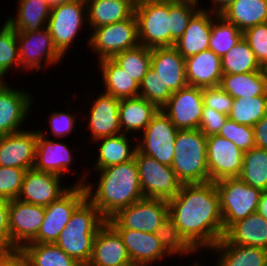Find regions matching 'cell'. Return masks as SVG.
Returning <instances> with one entry per match:
<instances>
[{
    "label": "cell",
    "mask_w": 267,
    "mask_h": 266,
    "mask_svg": "<svg viewBox=\"0 0 267 266\" xmlns=\"http://www.w3.org/2000/svg\"><path fill=\"white\" fill-rule=\"evenodd\" d=\"M168 202V214L180 234L197 252L209 250L225 234L215 182L182 184Z\"/></svg>",
    "instance_id": "obj_1"
},
{
    "label": "cell",
    "mask_w": 267,
    "mask_h": 266,
    "mask_svg": "<svg viewBox=\"0 0 267 266\" xmlns=\"http://www.w3.org/2000/svg\"><path fill=\"white\" fill-rule=\"evenodd\" d=\"M96 171L100 173L96 188L89 182L84 183V187L87 198L106 220L120 209L144 198L135 158Z\"/></svg>",
    "instance_id": "obj_2"
},
{
    "label": "cell",
    "mask_w": 267,
    "mask_h": 266,
    "mask_svg": "<svg viewBox=\"0 0 267 266\" xmlns=\"http://www.w3.org/2000/svg\"><path fill=\"white\" fill-rule=\"evenodd\" d=\"M106 223L94 204L86 198L73 212L55 244L82 266L90 260L97 231Z\"/></svg>",
    "instance_id": "obj_3"
},
{
    "label": "cell",
    "mask_w": 267,
    "mask_h": 266,
    "mask_svg": "<svg viewBox=\"0 0 267 266\" xmlns=\"http://www.w3.org/2000/svg\"><path fill=\"white\" fill-rule=\"evenodd\" d=\"M171 168L182 184L210 182L207 166V137L199 129L178 131Z\"/></svg>",
    "instance_id": "obj_4"
},
{
    "label": "cell",
    "mask_w": 267,
    "mask_h": 266,
    "mask_svg": "<svg viewBox=\"0 0 267 266\" xmlns=\"http://www.w3.org/2000/svg\"><path fill=\"white\" fill-rule=\"evenodd\" d=\"M219 194L220 211L226 231L236 221L257 212L262 190L254 188L239 177L215 182Z\"/></svg>",
    "instance_id": "obj_5"
},
{
    "label": "cell",
    "mask_w": 267,
    "mask_h": 266,
    "mask_svg": "<svg viewBox=\"0 0 267 266\" xmlns=\"http://www.w3.org/2000/svg\"><path fill=\"white\" fill-rule=\"evenodd\" d=\"M134 15L140 45L170 47L169 0H136Z\"/></svg>",
    "instance_id": "obj_6"
},
{
    "label": "cell",
    "mask_w": 267,
    "mask_h": 266,
    "mask_svg": "<svg viewBox=\"0 0 267 266\" xmlns=\"http://www.w3.org/2000/svg\"><path fill=\"white\" fill-rule=\"evenodd\" d=\"M81 177L62 196L45 207L44 221L30 243H55L75 209L87 198L84 183L88 176Z\"/></svg>",
    "instance_id": "obj_7"
},
{
    "label": "cell",
    "mask_w": 267,
    "mask_h": 266,
    "mask_svg": "<svg viewBox=\"0 0 267 266\" xmlns=\"http://www.w3.org/2000/svg\"><path fill=\"white\" fill-rule=\"evenodd\" d=\"M87 42L98 60L112 58L125 50L137 47L139 40L135 15L120 22L94 28Z\"/></svg>",
    "instance_id": "obj_8"
},
{
    "label": "cell",
    "mask_w": 267,
    "mask_h": 266,
    "mask_svg": "<svg viewBox=\"0 0 267 266\" xmlns=\"http://www.w3.org/2000/svg\"><path fill=\"white\" fill-rule=\"evenodd\" d=\"M84 22L87 23V7L85 0H72L51 7L47 28L50 31L54 46L64 57L72 47L74 39L80 33Z\"/></svg>",
    "instance_id": "obj_9"
},
{
    "label": "cell",
    "mask_w": 267,
    "mask_h": 266,
    "mask_svg": "<svg viewBox=\"0 0 267 266\" xmlns=\"http://www.w3.org/2000/svg\"><path fill=\"white\" fill-rule=\"evenodd\" d=\"M168 214V202L159 198H143L120 209L106 222L113 229H131L155 233Z\"/></svg>",
    "instance_id": "obj_10"
},
{
    "label": "cell",
    "mask_w": 267,
    "mask_h": 266,
    "mask_svg": "<svg viewBox=\"0 0 267 266\" xmlns=\"http://www.w3.org/2000/svg\"><path fill=\"white\" fill-rule=\"evenodd\" d=\"M135 161L138 167L139 182L145 198L169 200L180 190L182 183L170 166L136 151Z\"/></svg>",
    "instance_id": "obj_11"
},
{
    "label": "cell",
    "mask_w": 267,
    "mask_h": 266,
    "mask_svg": "<svg viewBox=\"0 0 267 266\" xmlns=\"http://www.w3.org/2000/svg\"><path fill=\"white\" fill-rule=\"evenodd\" d=\"M178 131L170 118L160 109L143 131V140L136 143L137 150L171 167Z\"/></svg>",
    "instance_id": "obj_12"
},
{
    "label": "cell",
    "mask_w": 267,
    "mask_h": 266,
    "mask_svg": "<svg viewBox=\"0 0 267 266\" xmlns=\"http://www.w3.org/2000/svg\"><path fill=\"white\" fill-rule=\"evenodd\" d=\"M17 43L20 57L21 71L41 70L46 66L58 64L63 56L54 46L52 36L47 27L35 32H17ZM43 65V66H42ZM36 69V70H34Z\"/></svg>",
    "instance_id": "obj_13"
},
{
    "label": "cell",
    "mask_w": 267,
    "mask_h": 266,
    "mask_svg": "<svg viewBox=\"0 0 267 266\" xmlns=\"http://www.w3.org/2000/svg\"><path fill=\"white\" fill-rule=\"evenodd\" d=\"M45 207L23 202L19 199L9 201L8 226L10 250L21 249L38 234L44 221Z\"/></svg>",
    "instance_id": "obj_14"
},
{
    "label": "cell",
    "mask_w": 267,
    "mask_h": 266,
    "mask_svg": "<svg viewBox=\"0 0 267 266\" xmlns=\"http://www.w3.org/2000/svg\"><path fill=\"white\" fill-rule=\"evenodd\" d=\"M243 154L232 141L219 135L207 137V166L210 182L239 177Z\"/></svg>",
    "instance_id": "obj_15"
},
{
    "label": "cell",
    "mask_w": 267,
    "mask_h": 266,
    "mask_svg": "<svg viewBox=\"0 0 267 266\" xmlns=\"http://www.w3.org/2000/svg\"><path fill=\"white\" fill-rule=\"evenodd\" d=\"M204 106L203 90L186 86L174 92L161 110L179 129H199Z\"/></svg>",
    "instance_id": "obj_16"
},
{
    "label": "cell",
    "mask_w": 267,
    "mask_h": 266,
    "mask_svg": "<svg viewBox=\"0 0 267 266\" xmlns=\"http://www.w3.org/2000/svg\"><path fill=\"white\" fill-rule=\"evenodd\" d=\"M33 96L0 81V136L19 132L32 107ZM22 124V125H21Z\"/></svg>",
    "instance_id": "obj_17"
},
{
    "label": "cell",
    "mask_w": 267,
    "mask_h": 266,
    "mask_svg": "<svg viewBox=\"0 0 267 266\" xmlns=\"http://www.w3.org/2000/svg\"><path fill=\"white\" fill-rule=\"evenodd\" d=\"M60 178L61 176L50 172L27 170L17 199L46 207L62 196L70 187H62Z\"/></svg>",
    "instance_id": "obj_18"
},
{
    "label": "cell",
    "mask_w": 267,
    "mask_h": 266,
    "mask_svg": "<svg viewBox=\"0 0 267 266\" xmlns=\"http://www.w3.org/2000/svg\"><path fill=\"white\" fill-rule=\"evenodd\" d=\"M37 130H21L0 136V166L33 169Z\"/></svg>",
    "instance_id": "obj_19"
},
{
    "label": "cell",
    "mask_w": 267,
    "mask_h": 266,
    "mask_svg": "<svg viewBox=\"0 0 267 266\" xmlns=\"http://www.w3.org/2000/svg\"><path fill=\"white\" fill-rule=\"evenodd\" d=\"M132 264L120 235L106 222L96 233L86 266H127Z\"/></svg>",
    "instance_id": "obj_20"
},
{
    "label": "cell",
    "mask_w": 267,
    "mask_h": 266,
    "mask_svg": "<svg viewBox=\"0 0 267 266\" xmlns=\"http://www.w3.org/2000/svg\"><path fill=\"white\" fill-rule=\"evenodd\" d=\"M43 130H37V145L33 169L50 172L61 177L71 171L73 156L69 146L65 143L51 140Z\"/></svg>",
    "instance_id": "obj_21"
},
{
    "label": "cell",
    "mask_w": 267,
    "mask_h": 266,
    "mask_svg": "<svg viewBox=\"0 0 267 266\" xmlns=\"http://www.w3.org/2000/svg\"><path fill=\"white\" fill-rule=\"evenodd\" d=\"M121 237L132 264L150 266L171 255L163 248L154 233L131 229H114Z\"/></svg>",
    "instance_id": "obj_22"
},
{
    "label": "cell",
    "mask_w": 267,
    "mask_h": 266,
    "mask_svg": "<svg viewBox=\"0 0 267 266\" xmlns=\"http://www.w3.org/2000/svg\"><path fill=\"white\" fill-rule=\"evenodd\" d=\"M89 110V123L93 140L115 136L122 133L119 124L120 100L110 94L101 92Z\"/></svg>",
    "instance_id": "obj_23"
},
{
    "label": "cell",
    "mask_w": 267,
    "mask_h": 266,
    "mask_svg": "<svg viewBox=\"0 0 267 266\" xmlns=\"http://www.w3.org/2000/svg\"><path fill=\"white\" fill-rule=\"evenodd\" d=\"M151 67L172 93L188 86L185 58L174 46L152 48Z\"/></svg>",
    "instance_id": "obj_24"
},
{
    "label": "cell",
    "mask_w": 267,
    "mask_h": 266,
    "mask_svg": "<svg viewBox=\"0 0 267 266\" xmlns=\"http://www.w3.org/2000/svg\"><path fill=\"white\" fill-rule=\"evenodd\" d=\"M188 86L199 88L218 87L222 79L221 57L210 49L185 58Z\"/></svg>",
    "instance_id": "obj_25"
},
{
    "label": "cell",
    "mask_w": 267,
    "mask_h": 266,
    "mask_svg": "<svg viewBox=\"0 0 267 266\" xmlns=\"http://www.w3.org/2000/svg\"><path fill=\"white\" fill-rule=\"evenodd\" d=\"M218 14L201 8L190 20L174 47L183 58L209 49L212 21Z\"/></svg>",
    "instance_id": "obj_26"
},
{
    "label": "cell",
    "mask_w": 267,
    "mask_h": 266,
    "mask_svg": "<svg viewBox=\"0 0 267 266\" xmlns=\"http://www.w3.org/2000/svg\"><path fill=\"white\" fill-rule=\"evenodd\" d=\"M210 251L219 254L216 266H267V250L229 243L222 237Z\"/></svg>",
    "instance_id": "obj_27"
},
{
    "label": "cell",
    "mask_w": 267,
    "mask_h": 266,
    "mask_svg": "<svg viewBox=\"0 0 267 266\" xmlns=\"http://www.w3.org/2000/svg\"><path fill=\"white\" fill-rule=\"evenodd\" d=\"M159 110L155 104L141 96L120 99L119 124L122 133L143 132Z\"/></svg>",
    "instance_id": "obj_28"
},
{
    "label": "cell",
    "mask_w": 267,
    "mask_h": 266,
    "mask_svg": "<svg viewBox=\"0 0 267 266\" xmlns=\"http://www.w3.org/2000/svg\"><path fill=\"white\" fill-rule=\"evenodd\" d=\"M89 28H97L130 18L136 0H85Z\"/></svg>",
    "instance_id": "obj_29"
},
{
    "label": "cell",
    "mask_w": 267,
    "mask_h": 266,
    "mask_svg": "<svg viewBox=\"0 0 267 266\" xmlns=\"http://www.w3.org/2000/svg\"><path fill=\"white\" fill-rule=\"evenodd\" d=\"M229 243L267 250V220L257 212L233 223L223 236Z\"/></svg>",
    "instance_id": "obj_30"
},
{
    "label": "cell",
    "mask_w": 267,
    "mask_h": 266,
    "mask_svg": "<svg viewBox=\"0 0 267 266\" xmlns=\"http://www.w3.org/2000/svg\"><path fill=\"white\" fill-rule=\"evenodd\" d=\"M127 135L128 134L121 133L115 136L102 137L94 140L97 141L99 146L98 158L94 164L95 171L134 159L137 145H134L133 147L130 143L135 142H133Z\"/></svg>",
    "instance_id": "obj_31"
},
{
    "label": "cell",
    "mask_w": 267,
    "mask_h": 266,
    "mask_svg": "<svg viewBox=\"0 0 267 266\" xmlns=\"http://www.w3.org/2000/svg\"><path fill=\"white\" fill-rule=\"evenodd\" d=\"M17 16L6 22L17 32H35L47 27L51 7L46 0H19Z\"/></svg>",
    "instance_id": "obj_32"
},
{
    "label": "cell",
    "mask_w": 267,
    "mask_h": 266,
    "mask_svg": "<svg viewBox=\"0 0 267 266\" xmlns=\"http://www.w3.org/2000/svg\"><path fill=\"white\" fill-rule=\"evenodd\" d=\"M220 15L244 32L267 22V0H235Z\"/></svg>",
    "instance_id": "obj_33"
},
{
    "label": "cell",
    "mask_w": 267,
    "mask_h": 266,
    "mask_svg": "<svg viewBox=\"0 0 267 266\" xmlns=\"http://www.w3.org/2000/svg\"><path fill=\"white\" fill-rule=\"evenodd\" d=\"M105 93L117 99L139 96V84L111 58L99 60Z\"/></svg>",
    "instance_id": "obj_34"
},
{
    "label": "cell",
    "mask_w": 267,
    "mask_h": 266,
    "mask_svg": "<svg viewBox=\"0 0 267 266\" xmlns=\"http://www.w3.org/2000/svg\"><path fill=\"white\" fill-rule=\"evenodd\" d=\"M219 86L234 99L267 96L266 83L264 82L261 71L242 74H223Z\"/></svg>",
    "instance_id": "obj_35"
},
{
    "label": "cell",
    "mask_w": 267,
    "mask_h": 266,
    "mask_svg": "<svg viewBox=\"0 0 267 266\" xmlns=\"http://www.w3.org/2000/svg\"><path fill=\"white\" fill-rule=\"evenodd\" d=\"M21 251L29 266H82L55 243H27Z\"/></svg>",
    "instance_id": "obj_36"
},
{
    "label": "cell",
    "mask_w": 267,
    "mask_h": 266,
    "mask_svg": "<svg viewBox=\"0 0 267 266\" xmlns=\"http://www.w3.org/2000/svg\"><path fill=\"white\" fill-rule=\"evenodd\" d=\"M239 178L254 188L267 190V150L255 146L244 152Z\"/></svg>",
    "instance_id": "obj_37"
},
{
    "label": "cell",
    "mask_w": 267,
    "mask_h": 266,
    "mask_svg": "<svg viewBox=\"0 0 267 266\" xmlns=\"http://www.w3.org/2000/svg\"><path fill=\"white\" fill-rule=\"evenodd\" d=\"M223 74H242L260 71L254 52L242 37L222 58Z\"/></svg>",
    "instance_id": "obj_38"
},
{
    "label": "cell",
    "mask_w": 267,
    "mask_h": 266,
    "mask_svg": "<svg viewBox=\"0 0 267 266\" xmlns=\"http://www.w3.org/2000/svg\"><path fill=\"white\" fill-rule=\"evenodd\" d=\"M111 59L140 84L151 67V49L139 44L114 55Z\"/></svg>",
    "instance_id": "obj_39"
},
{
    "label": "cell",
    "mask_w": 267,
    "mask_h": 266,
    "mask_svg": "<svg viewBox=\"0 0 267 266\" xmlns=\"http://www.w3.org/2000/svg\"><path fill=\"white\" fill-rule=\"evenodd\" d=\"M243 37V32L218 14L212 21L209 49L223 57Z\"/></svg>",
    "instance_id": "obj_40"
},
{
    "label": "cell",
    "mask_w": 267,
    "mask_h": 266,
    "mask_svg": "<svg viewBox=\"0 0 267 266\" xmlns=\"http://www.w3.org/2000/svg\"><path fill=\"white\" fill-rule=\"evenodd\" d=\"M267 114V96L241 97L233 101L228 118L253 127Z\"/></svg>",
    "instance_id": "obj_41"
},
{
    "label": "cell",
    "mask_w": 267,
    "mask_h": 266,
    "mask_svg": "<svg viewBox=\"0 0 267 266\" xmlns=\"http://www.w3.org/2000/svg\"><path fill=\"white\" fill-rule=\"evenodd\" d=\"M197 4L191 0H169L170 47L175 45L192 17L201 9Z\"/></svg>",
    "instance_id": "obj_42"
},
{
    "label": "cell",
    "mask_w": 267,
    "mask_h": 266,
    "mask_svg": "<svg viewBox=\"0 0 267 266\" xmlns=\"http://www.w3.org/2000/svg\"><path fill=\"white\" fill-rule=\"evenodd\" d=\"M155 236L163 248L174 257V255H185L196 252L182 237L174 219L167 214L160 226L155 231Z\"/></svg>",
    "instance_id": "obj_43"
},
{
    "label": "cell",
    "mask_w": 267,
    "mask_h": 266,
    "mask_svg": "<svg viewBox=\"0 0 267 266\" xmlns=\"http://www.w3.org/2000/svg\"><path fill=\"white\" fill-rule=\"evenodd\" d=\"M13 65L21 70L20 57L17 43V31L6 21L0 29V81L4 82L5 74Z\"/></svg>",
    "instance_id": "obj_44"
},
{
    "label": "cell",
    "mask_w": 267,
    "mask_h": 266,
    "mask_svg": "<svg viewBox=\"0 0 267 266\" xmlns=\"http://www.w3.org/2000/svg\"><path fill=\"white\" fill-rule=\"evenodd\" d=\"M173 93L167 86H164L162 80L152 67L139 84V96L147 99L161 109L169 100Z\"/></svg>",
    "instance_id": "obj_45"
},
{
    "label": "cell",
    "mask_w": 267,
    "mask_h": 266,
    "mask_svg": "<svg viewBox=\"0 0 267 266\" xmlns=\"http://www.w3.org/2000/svg\"><path fill=\"white\" fill-rule=\"evenodd\" d=\"M218 135L232 141L243 152H247L255 147L253 127L238 124L229 118L226 120Z\"/></svg>",
    "instance_id": "obj_46"
},
{
    "label": "cell",
    "mask_w": 267,
    "mask_h": 266,
    "mask_svg": "<svg viewBox=\"0 0 267 266\" xmlns=\"http://www.w3.org/2000/svg\"><path fill=\"white\" fill-rule=\"evenodd\" d=\"M27 170L0 166V198L11 201L17 199Z\"/></svg>",
    "instance_id": "obj_47"
},
{
    "label": "cell",
    "mask_w": 267,
    "mask_h": 266,
    "mask_svg": "<svg viewBox=\"0 0 267 266\" xmlns=\"http://www.w3.org/2000/svg\"><path fill=\"white\" fill-rule=\"evenodd\" d=\"M260 66L267 62V22L250 27L243 32Z\"/></svg>",
    "instance_id": "obj_48"
},
{
    "label": "cell",
    "mask_w": 267,
    "mask_h": 266,
    "mask_svg": "<svg viewBox=\"0 0 267 266\" xmlns=\"http://www.w3.org/2000/svg\"><path fill=\"white\" fill-rule=\"evenodd\" d=\"M203 101L206 107L212 108L225 115H229L233 106L234 98L220 86L202 88Z\"/></svg>",
    "instance_id": "obj_49"
},
{
    "label": "cell",
    "mask_w": 267,
    "mask_h": 266,
    "mask_svg": "<svg viewBox=\"0 0 267 266\" xmlns=\"http://www.w3.org/2000/svg\"><path fill=\"white\" fill-rule=\"evenodd\" d=\"M228 116L213 110L212 108L203 106L202 116L200 120L199 130L206 136L218 135L224 126Z\"/></svg>",
    "instance_id": "obj_50"
},
{
    "label": "cell",
    "mask_w": 267,
    "mask_h": 266,
    "mask_svg": "<svg viewBox=\"0 0 267 266\" xmlns=\"http://www.w3.org/2000/svg\"><path fill=\"white\" fill-rule=\"evenodd\" d=\"M76 117L69 112L54 111L50 114L49 124L52 136L57 138L66 137L74 128Z\"/></svg>",
    "instance_id": "obj_51"
},
{
    "label": "cell",
    "mask_w": 267,
    "mask_h": 266,
    "mask_svg": "<svg viewBox=\"0 0 267 266\" xmlns=\"http://www.w3.org/2000/svg\"><path fill=\"white\" fill-rule=\"evenodd\" d=\"M9 201H0V250H10V233L8 226Z\"/></svg>",
    "instance_id": "obj_52"
},
{
    "label": "cell",
    "mask_w": 267,
    "mask_h": 266,
    "mask_svg": "<svg viewBox=\"0 0 267 266\" xmlns=\"http://www.w3.org/2000/svg\"><path fill=\"white\" fill-rule=\"evenodd\" d=\"M0 266H29L21 249L0 250Z\"/></svg>",
    "instance_id": "obj_53"
},
{
    "label": "cell",
    "mask_w": 267,
    "mask_h": 266,
    "mask_svg": "<svg viewBox=\"0 0 267 266\" xmlns=\"http://www.w3.org/2000/svg\"><path fill=\"white\" fill-rule=\"evenodd\" d=\"M255 146L267 150V114L254 126Z\"/></svg>",
    "instance_id": "obj_54"
},
{
    "label": "cell",
    "mask_w": 267,
    "mask_h": 266,
    "mask_svg": "<svg viewBox=\"0 0 267 266\" xmlns=\"http://www.w3.org/2000/svg\"><path fill=\"white\" fill-rule=\"evenodd\" d=\"M211 1H212L211 6L213 7L207 10H210L212 13H215V14H220L235 0H211Z\"/></svg>",
    "instance_id": "obj_55"
},
{
    "label": "cell",
    "mask_w": 267,
    "mask_h": 266,
    "mask_svg": "<svg viewBox=\"0 0 267 266\" xmlns=\"http://www.w3.org/2000/svg\"><path fill=\"white\" fill-rule=\"evenodd\" d=\"M257 213L267 220V190L263 191L258 202Z\"/></svg>",
    "instance_id": "obj_56"
},
{
    "label": "cell",
    "mask_w": 267,
    "mask_h": 266,
    "mask_svg": "<svg viewBox=\"0 0 267 266\" xmlns=\"http://www.w3.org/2000/svg\"><path fill=\"white\" fill-rule=\"evenodd\" d=\"M71 1L72 0H46V2L48 3L50 7H54V6L61 5L63 3H68Z\"/></svg>",
    "instance_id": "obj_57"
},
{
    "label": "cell",
    "mask_w": 267,
    "mask_h": 266,
    "mask_svg": "<svg viewBox=\"0 0 267 266\" xmlns=\"http://www.w3.org/2000/svg\"><path fill=\"white\" fill-rule=\"evenodd\" d=\"M260 71L263 76L264 82L266 83V88H267V62L263 63L260 66Z\"/></svg>",
    "instance_id": "obj_58"
},
{
    "label": "cell",
    "mask_w": 267,
    "mask_h": 266,
    "mask_svg": "<svg viewBox=\"0 0 267 266\" xmlns=\"http://www.w3.org/2000/svg\"><path fill=\"white\" fill-rule=\"evenodd\" d=\"M192 266H201V263H198L196 260H194Z\"/></svg>",
    "instance_id": "obj_59"
},
{
    "label": "cell",
    "mask_w": 267,
    "mask_h": 266,
    "mask_svg": "<svg viewBox=\"0 0 267 266\" xmlns=\"http://www.w3.org/2000/svg\"><path fill=\"white\" fill-rule=\"evenodd\" d=\"M127 266H138V265H135V264H129V265H127Z\"/></svg>",
    "instance_id": "obj_60"
}]
</instances>
